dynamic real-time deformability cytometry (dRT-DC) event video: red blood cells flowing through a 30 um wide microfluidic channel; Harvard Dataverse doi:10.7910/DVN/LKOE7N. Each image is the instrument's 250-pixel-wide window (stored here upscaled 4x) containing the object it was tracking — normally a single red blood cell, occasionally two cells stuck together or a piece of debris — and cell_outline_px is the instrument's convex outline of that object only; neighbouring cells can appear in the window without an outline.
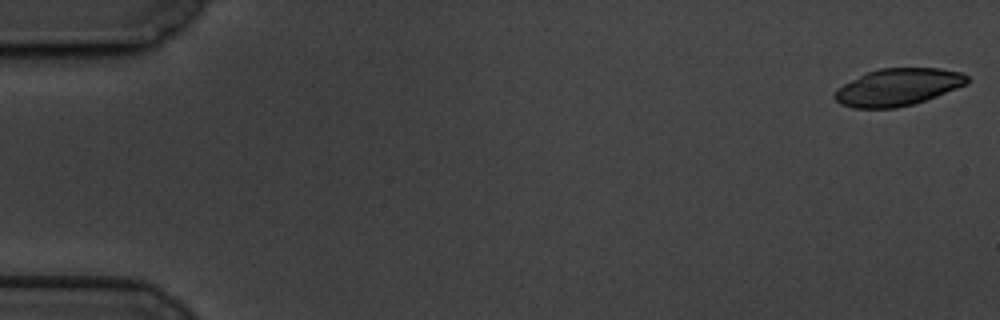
{"species": "common noctule bat (a hibernating species)", "species_latin": "Nyctalus noctula", "temperature_condition": "cold", "stored_images_in_passage": 60, "camera_frame_rate_fps": 3000, "um_per_image_px": 0.085, "animal": {"sex": "male", "body_mass_g": 19.5, "forearm_length_mm": 54.6}, "frame": {"image": 1, "passage_image": 1, "time_ms": 0.0, "image_size_px": [1000, 320], "cell_outline_px": [[968, 84], [936, 96], [912, 104], [896, 108], [852, 108], [840, 104], [832, 96], [844, 84], [868, 72], [880, 68], [940, 68], [960, 72], [968, 76]], "centroid_in_image_um": [76.34, 7.41], "position_along_channel_um": 8.7, "area_um2": 28.44}}
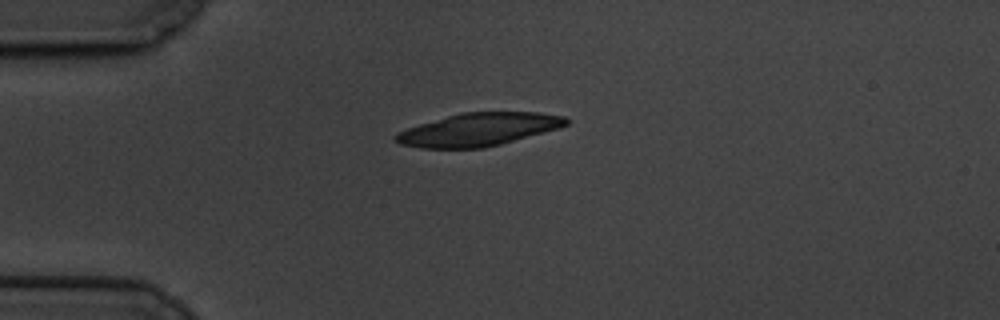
{"frame": {"image": 2, "passage_image": 15, "time_ms": 4.667, "image_size_px": [1000, 320], "cell_outline_px": [[568, 124], [560, 128], [500, 144], [484, 148], [420, 148], [400, 144], [392, 136], [396, 132], [420, 124], [460, 112], [540, 112], [564, 116], [568, 120]], "centroid_in_image_um": [40.68, 11.0], "position_along_channel_um": 44.3, "area_um2": 32.66}}